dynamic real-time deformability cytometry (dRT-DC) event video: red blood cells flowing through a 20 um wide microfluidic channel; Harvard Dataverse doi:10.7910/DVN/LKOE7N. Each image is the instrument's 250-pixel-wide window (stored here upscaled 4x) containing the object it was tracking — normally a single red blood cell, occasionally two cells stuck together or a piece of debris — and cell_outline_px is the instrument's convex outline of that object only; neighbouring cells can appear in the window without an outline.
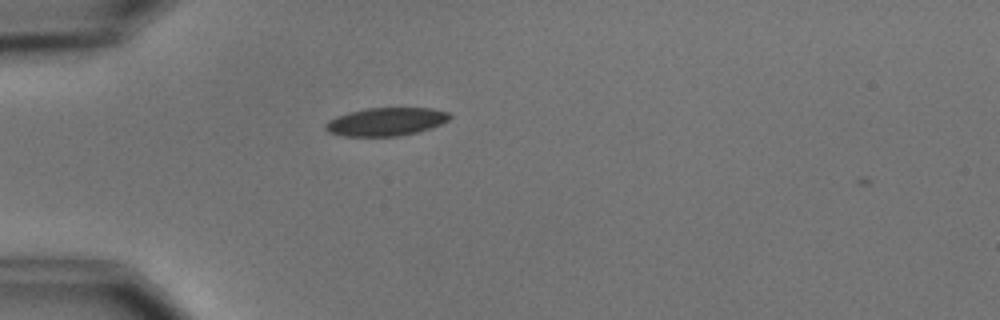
{"species": "common noctule bat (a hibernating species)", "species_latin": "Nyctalus noctula", "temperature_condition": "cold", "stored_images_in_passage": 1, "camera_frame_rate_fps": 3000, "um_per_image_px": 0.085, "animal": {"sex": "male", "body_mass_g": 15.6}, "frame": {"image": 1, "passage_image": 1, "time_ms": 0.0, "image_size_px": [1000, 320], "cell_outline_px": [[452, 116], [448, 120], [440, 124], [416, 132], [400, 136], [344, 136], [328, 132], [324, 128], [324, 124], [328, 120], [336, 116], [348, 112], [364, 108], [432, 108], [448, 112]], "centroid_in_image_um": [32.77, 10.34], "position_along_channel_um": 52.2, "area_um2": 20.4}}